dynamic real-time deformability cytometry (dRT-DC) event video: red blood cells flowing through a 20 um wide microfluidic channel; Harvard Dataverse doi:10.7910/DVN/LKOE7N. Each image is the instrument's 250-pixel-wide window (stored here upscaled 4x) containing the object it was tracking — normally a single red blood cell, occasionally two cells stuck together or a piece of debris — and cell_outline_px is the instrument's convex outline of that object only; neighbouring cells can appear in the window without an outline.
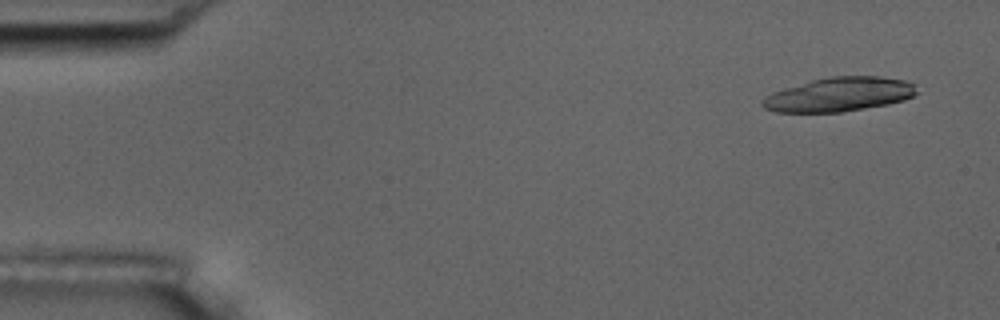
{"species": "common noctule bat (a hibernating species)", "species_latin": "Nyctalus noctula", "temperature_condition": "room temperature", "stored_images_in_passage": 8, "camera_frame_rate_fps": 3000, "um_per_image_px": 0.085, "animal": {"sex": "male", "body_mass_g": 17.5, "forearm_length_mm": 52.3}, "frame": {"image": 1, "passage_image": 1, "time_ms": 0.0, "image_size_px": [1000, 320], "cell_outline_px": [[916, 92], [912, 96], [904, 100], [888, 104], [840, 112], [776, 112], [764, 108], [760, 104], [760, 100], [764, 96], [772, 92], [784, 88], [812, 80], [828, 76], [880, 76], [904, 80], [912, 84]], "centroid_in_image_um": [71.26, 8.03], "position_along_channel_um": 13.7, "area_um2": 30.58}}
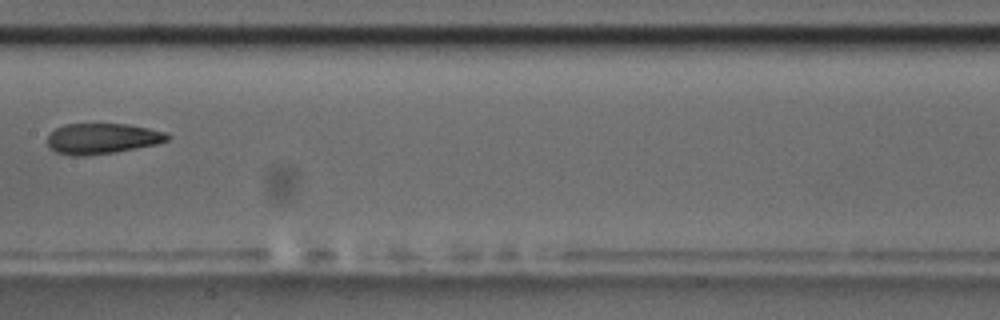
{"frame": {"image": 2, "passage_image": 8, "time_ms": 8.333, "image_size_px": [1000, 320], "cell_outline_px": [[172, 136], [168, 140], [156, 144], [112, 152], [84, 156], [72, 156], [56, 152], [48, 148], [48, 136], [56, 128], [64, 124], [128, 124], [148, 128], [164, 132]], "centroid_in_image_um": [8.66, 11.77], "position_along_channel_um": 198.7, "area_um2": 21.27}}